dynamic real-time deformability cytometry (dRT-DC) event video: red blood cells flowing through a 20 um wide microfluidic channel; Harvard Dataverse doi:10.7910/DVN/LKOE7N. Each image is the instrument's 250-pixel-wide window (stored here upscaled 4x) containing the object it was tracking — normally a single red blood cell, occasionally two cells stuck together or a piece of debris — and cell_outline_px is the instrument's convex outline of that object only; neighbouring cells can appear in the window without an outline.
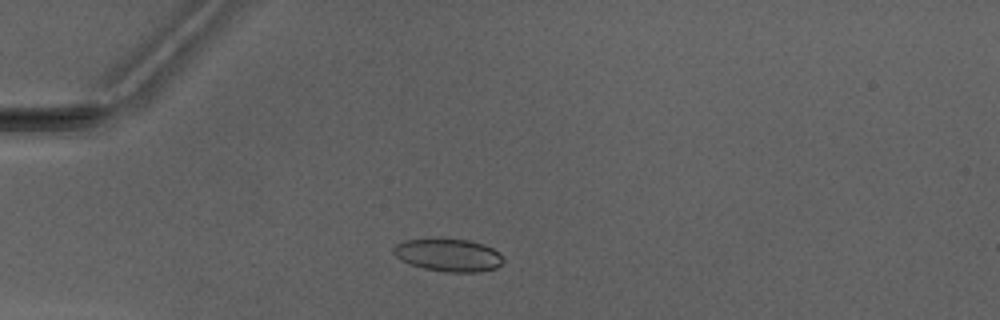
{"species": "Egyptian fruit bat (a non-hibernating species)", "species_latin": "Rousettus aegyptiacus", "temperature_condition": "warm", "stored_images_in_passage": 5, "camera_frame_rate_fps": 3000, "um_per_image_px": 0.085, "animal": {"sex": "male"}, "frame": {"image": 1, "passage_image": 2, "time_ms": 1.0, "image_size_px": [1000, 320], "cell_outline_px": [[504, 260], [496, 268], [480, 272], [448, 272], [424, 268], [400, 260], [392, 252], [392, 248], [396, 244], [404, 240], [440, 236], [468, 240], [484, 244], [500, 252]], "centroid_in_image_um": [38.09, 21.64], "position_along_channel_um": 46.9, "area_um2": 21.56}}
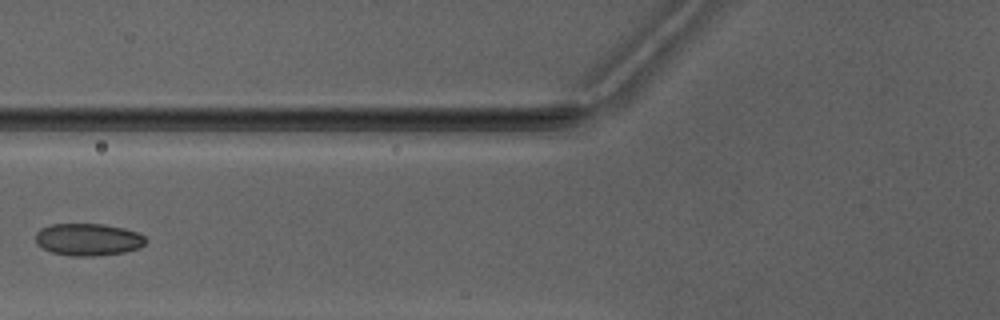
{"frame": {"image": 2, "passage_image": 4, "time_ms": 3.333, "image_size_px": [1000, 320], "cell_outline_px": [[148, 240], [140, 248], [124, 252], [96, 256], [76, 256], [52, 252], [36, 244], [36, 232], [40, 228], [52, 224], [104, 224], [124, 228], [136, 232], [144, 236]], "centroid_in_image_um": [7.51, 20.35], "position_along_channel_um": 118.3, "area_um2": 20.69}}
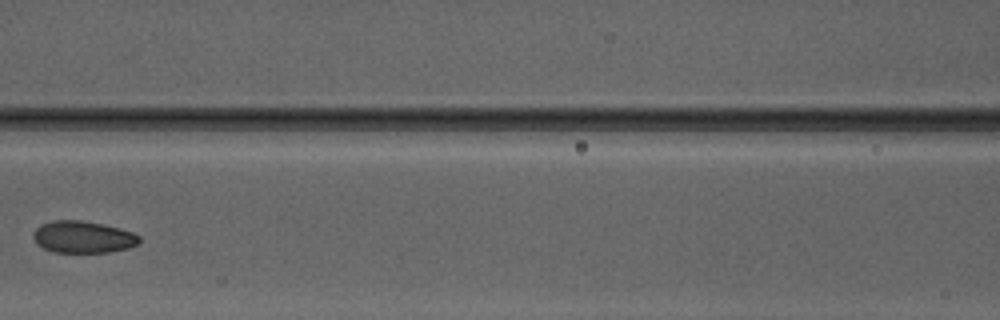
{"frame": {"image": 3, "passage_image": 5, "time_ms": 4.333, "image_size_px": [1000, 320], "cell_outline_px": [[140, 244], [128, 248], [108, 252], [52, 252], [36, 244], [32, 236], [36, 228], [40, 224], [52, 220], [80, 220], [100, 224], [132, 232], [140, 236]], "centroid_in_image_um": [7.02, 20.15], "position_along_channel_um": 159.6, "area_um2": 19.71}}